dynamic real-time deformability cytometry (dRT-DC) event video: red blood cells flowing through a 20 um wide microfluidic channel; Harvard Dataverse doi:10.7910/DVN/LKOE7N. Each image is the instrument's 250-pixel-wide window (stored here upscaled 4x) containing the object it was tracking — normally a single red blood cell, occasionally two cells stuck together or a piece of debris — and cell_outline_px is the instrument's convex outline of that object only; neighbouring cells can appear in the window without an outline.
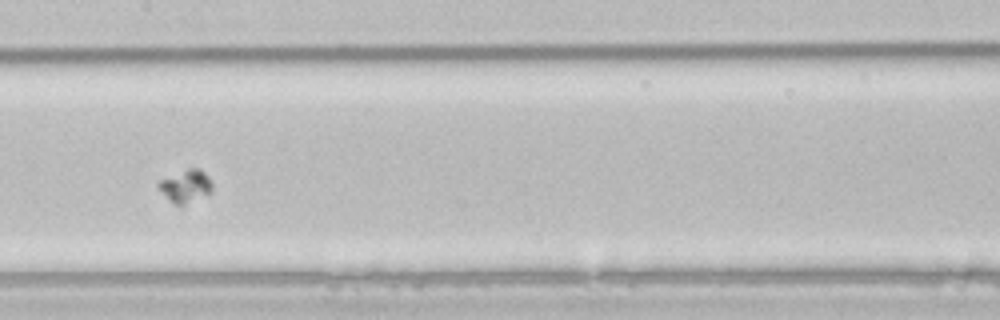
{"species": "common noctule bat (a hibernating species)", "species_latin": "Nyctalus noctula", "temperature_condition": "room temperature", "stored_images_in_passage": 46, "camera_frame_rate_fps": 3000, "um_per_image_px": 0.085, "animal": {"sex": "male", "body_mass_g": 21.5, "forearm_length_mm": 52.0}, "frame": {"image": 1, "passage_image": 19, "time_ms": 6.0, "image_size_px": [1000, 320], "cell_outline_px": [[212, 192], [184, 204], [176, 204], [168, 200], [156, 188], [156, 184], [160, 180], [188, 168], [200, 168], [208, 176], [212, 184]], "centroid_in_image_um": [15.75, 15.8], "position_along_channel_um": 191.6, "area_um2": 10.17}}
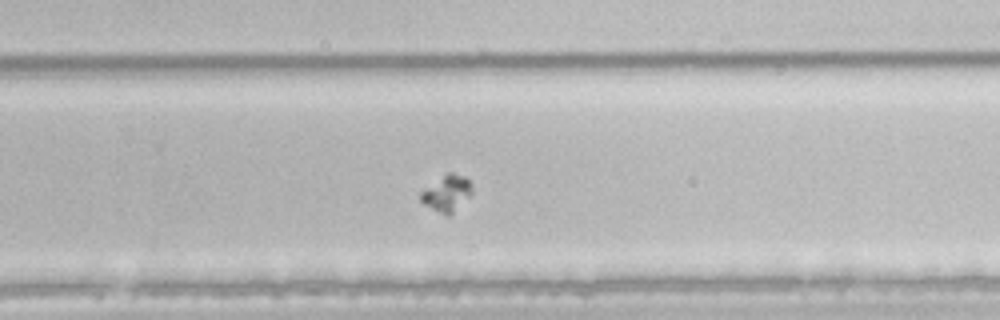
{"frame": {"image": 2, "passage_image": 27, "time_ms": 8.667, "image_size_px": [1000, 320], "cell_outline_px": [[472, 192], [448, 216], [444, 216], [424, 204], [420, 200], [420, 192], [448, 172], [452, 172], [464, 176], [472, 184]], "centroid_in_image_um": [37.96, 16.43], "position_along_channel_um": 291.8, "area_um2": 10.52}}
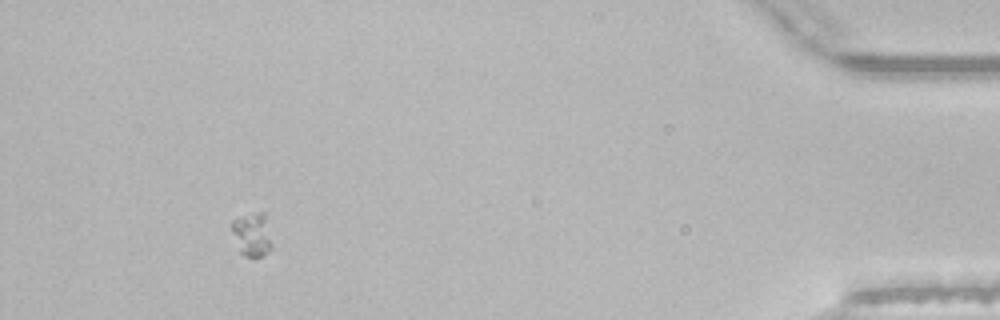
{"frame": {"image": 3, "passage_image": 42, "time_ms": 13.667, "image_size_px": [1000, 320], "cell_outline_px": [[272, 248], [268, 252], [252, 260], [244, 256], [240, 252], [232, 232], [232, 220], [256, 212], [264, 212], [272, 244]], "centroid_in_image_um": [21.44, 19.98], "position_along_channel_um": 413.8, "area_um2": 10.17}}